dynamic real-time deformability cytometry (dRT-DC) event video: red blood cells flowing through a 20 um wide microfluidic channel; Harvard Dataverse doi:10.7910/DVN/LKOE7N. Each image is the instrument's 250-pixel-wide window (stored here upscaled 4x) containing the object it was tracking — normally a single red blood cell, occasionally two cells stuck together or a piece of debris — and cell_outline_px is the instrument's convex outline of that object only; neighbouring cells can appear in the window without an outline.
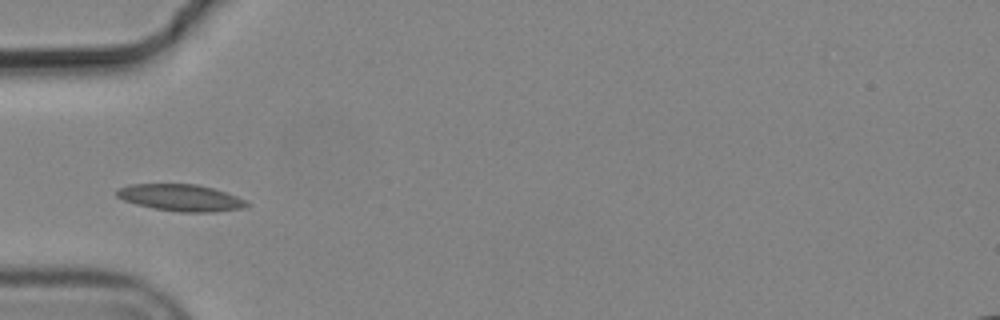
{"species": "common noctule bat (a hibernating species)", "species_latin": "Nyctalus noctula", "temperature_condition": "cold", "stored_images_in_passage": 4, "camera_frame_rate_fps": 3000, "um_per_image_px": 0.085, "animal": {"sex": "male", "body_mass_g": 19.2, "forearm_length_mm": 51.8}, "frame": {"image": 1, "passage_image": 4, "time_ms": 1.0, "image_size_px": [1000, 320], "cell_outline_px": [[248, 204], [244, 208], [212, 212], [180, 212], [156, 208], [136, 204], [124, 200], [116, 196], [116, 192], [120, 188], [132, 184], [196, 184], [212, 188], [236, 196], [244, 200]], "centroid_in_image_um": [15.36, 16.8], "position_along_channel_um": 69.6, "area_um2": 19.88}}